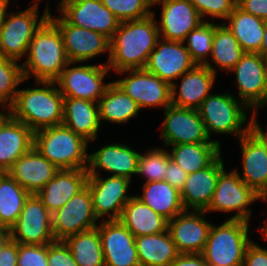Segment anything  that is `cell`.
<instances>
[{"instance_id": "cell-1", "label": "cell", "mask_w": 267, "mask_h": 266, "mask_svg": "<svg viewBox=\"0 0 267 266\" xmlns=\"http://www.w3.org/2000/svg\"><path fill=\"white\" fill-rule=\"evenodd\" d=\"M160 38L155 12L148 17L120 22L109 41L108 68L114 72L144 69Z\"/></svg>"}, {"instance_id": "cell-2", "label": "cell", "mask_w": 267, "mask_h": 266, "mask_svg": "<svg viewBox=\"0 0 267 266\" xmlns=\"http://www.w3.org/2000/svg\"><path fill=\"white\" fill-rule=\"evenodd\" d=\"M34 87L19 88L10 115L33 132L63 122V101L55 81L35 80Z\"/></svg>"}, {"instance_id": "cell-3", "label": "cell", "mask_w": 267, "mask_h": 266, "mask_svg": "<svg viewBox=\"0 0 267 266\" xmlns=\"http://www.w3.org/2000/svg\"><path fill=\"white\" fill-rule=\"evenodd\" d=\"M22 63L25 79L55 81L69 63L57 25L48 18L36 31Z\"/></svg>"}, {"instance_id": "cell-4", "label": "cell", "mask_w": 267, "mask_h": 266, "mask_svg": "<svg viewBox=\"0 0 267 266\" xmlns=\"http://www.w3.org/2000/svg\"><path fill=\"white\" fill-rule=\"evenodd\" d=\"M197 110L208 137L220 146V140L212 139L213 135L225 134L239 139L249 132L250 117L247 113L251 110L230 90L224 93L212 92Z\"/></svg>"}, {"instance_id": "cell-5", "label": "cell", "mask_w": 267, "mask_h": 266, "mask_svg": "<svg viewBox=\"0 0 267 266\" xmlns=\"http://www.w3.org/2000/svg\"><path fill=\"white\" fill-rule=\"evenodd\" d=\"M249 224L234 219H226L218 226L212 223L201 253L208 266H243L246 249L255 239L250 236L254 232Z\"/></svg>"}, {"instance_id": "cell-6", "label": "cell", "mask_w": 267, "mask_h": 266, "mask_svg": "<svg viewBox=\"0 0 267 266\" xmlns=\"http://www.w3.org/2000/svg\"><path fill=\"white\" fill-rule=\"evenodd\" d=\"M33 146L59 170L87 169L89 143L63 124L35 131Z\"/></svg>"}, {"instance_id": "cell-7", "label": "cell", "mask_w": 267, "mask_h": 266, "mask_svg": "<svg viewBox=\"0 0 267 266\" xmlns=\"http://www.w3.org/2000/svg\"><path fill=\"white\" fill-rule=\"evenodd\" d=\"M39 10L38 6L31 5L25 10L8 11L0 28L1 56L20 62L24 60L33 36L50 15L44 8L40 16Z\"/></svg>"}, {"instance_id": "cell-8", "label": "cell", "mask_w": 267, "mask_h": 266, "mask_svg": "<svg viewBox=\"0 0 267 266\" xmlns=\"http://www.w3.org/2000/svg\"><path fill=\"white\" fill-rule=\"evenodd\" d=\"M261 199L260 195L241 180L234 169L231 171L224 169L219 174L212 200L205 212L232 213L233 215L227 219L250 222L251 206Z\"/></svg>"}, {"instance_id": "cell-9", "label": "cell", "mask_w": 267, "mask_h": 266, "mask_svg": "<svg viewBox=\"0 0 267 266\" xmlns=\"http://www.w3.org/2000/svg\"><path fill=\"white\" fill-rule=\"evenodd\" d=\"M110 72L105 62H69L55 82L64 98H80L97 103L111 83V80L105 81L108 75H112Z\"/></svg>"}, {"instance_id": "cell-10", "label": "cell", "mask_w": 267, "mask_h": 266, "mask_svg": "<svg viewBox=\"0 0 267 266\" xmlns=\"http://www.w3.org/2000/svg\"><path fill=\"white\" fill-rule=\"evenodd\" d=\"M234 75L237 94L234 96L251 111L267 107V78L264 58L259 53L245 52L229 72Z\"/></svg>"}, {"instance_id": "cell-11", "label": "cell", "mask_w": 267, "mask_h": 266, "mask_svg": "<svg viewBox=\"0 0 267 266\" xmlns=\"http://www.w3.org/2000/svg\"><path fill=\"white\" fill-rule=\"evenodd\" d=\"M121 78L114 82L145 110H164L171 105V85L145 69L124 70L115 73ZM124 75V77H123Z\"/></svg>"}, {"instance_id": "cell-12", "label": "cell", "mask_w": 267, "mask_h": 266, "mask_svg": "<svg viewBox=\"0 0 267 266\" xmlns=\"http://www.w3.org/2000/svg\"><path fill=\"white\" fill-rule=\"evenodd\" d=\"M132 181L121 176L88 175L93 211L98 220H119L124 206L134 196L129 194Z\"/></svg>"}, {"instance_id": "cell-13", "label": "cell", "mask_w": 267, "mask_h": 266, "mask_svg": "<svg viewBox=\"0 0 267 266\" xmlns=\"http://www.w3.org/2000/svg\"><path fill=\"white\" fill-rule=\"evenodd\" d=\"M58 15L53 16L50 13L49 18L57 25L62 34L69 62L89 63L106 52L108 55L106 57L108 58L107 65L110 58V40L96 31L70 24L59 12Z\"/></svg>"}, {"instance_id": "cell-14", "label": "cell", "mask_w": 267, "mask_h": 266, "mask_svg": "<svg viewBox=\"0 0 267 266\" xmlns=\"http://www.w3.org/2000/svg\"><path fill=\"white\" fill-rule=\"evenodd\" d=\"M162 112H164V120L160 124L159 137L163 146L184 143H217L208 137L198 110L170 105Z\"/></svg>"}, {"instance_id": "cell-15", "label": "cell", "mask_w": 267, "mask_h": 266, "mask_svg": "<svg viewBox=\"0 0 267 266\" xmlns=\"http://www.w3.org/2000/svg\"><path fill=\"white\" fill-rule=\"evenodd\" d=\"M55 241H64L67 237L96 228L99 220L94 214L92 196L86 186L73 196L51 217Z\"/></svg>"}, {"instance_id": "cell-16", "label": "cell", "mask_w": 267, "mask_h": 266, "mask_svg": "<svg viewBox=\"0 0 267 266\" xmlns=\"http://www.w3.org/2000/svg\"><path fill=\"white\" fill-rule=\"evenodd\" d=\"M52 214L36 194H30L16 224L11 228L12 240L19 244L47 245L55 241Z\"/></svg>"}, {"instance_id": "cell-17", "label": "cell", "mask_w": 267, "mask_h": 266, "mask_svg": "<svg viewBox=\"0 0 267 266\" xmlns=\"http://www.w3.org/2000/svg\"><path fill=\"white\" fill-rule=\"evenodd\" d=\"M58 12L70 24L96 31L109 40L120 24L101 0H66L59 5Z\"/></svg>"}, {"instance_id": "cell-18", "label": "cell", "mask_w": 267, "mask_h": 266, "mask_svg": "<svg viewBox=\"0 0 267 266\" xmlns=\"http://www.w3.org/2000/svg\"><path fill=\"white\" fill-rule=\"evenodd\" d=\"M140 152L134 146L121 142H109L88 153V175L121 176L133 180L136 176ZM104 171V173H101Z\"/></svg>"}, {"instance_id": "cell-19", "label": "cell", "mask_w": 267, "mask_h": 266, "mask_svg": "<svg viewBox=\"0 0 267 266\" xmlns=\"http://www.w3.org/2000/svg\"><path fill=\"white\" fill-rule=\"evenodd\" d=\"M195 65L184 42L159 38L144 69L172 85Z\"/></svg>"}, {"instance_id": "cell-20", "label": "cell", "mask_w": 267, "mask_h": 266, "mask_svg": "<svg viewBox=\"0 0 267 266\" xmlns=\"http://www.w3.org/2000/svg\"><path fill=\"white\" fill-rule=\"evenodd\" d=\"M97 228L105 266H140L135 236L120 220H100Z\"/></svg>"}, {"instance_id": "cell-21", "label": "cell", "mask_w": 267, "mask_h": 266, "mask_svg": "<svg viewBox=\"0 0 267 266\" xmlns=\"http://www.w3.org/2000/svg\"><path fill=\"white\" fill-rule=\"evenodd\" d=\"M212 222L205 211L185 210L168 221V230L179 253H202Z\"/></svg>"}, {"instance_id": "cell-22", "label": "cell", "mask_w": 267, "mask_h": 266, "mask_svg": "<svg viewBox=\"0 0 267 266\" xmlns=\"http://www.w3.org/2000/svg\"><path fill=\"white\" fill-rule=\"evenodd\" d=\"M158 5L161 12L157 25L162 39L183 42L203 22L190 0H163L153 7Z\"/></svg>"}, {"instance_id": "cell-23", "label": "cell", "mask_w": 267, "mask_h": 266, "mask_svg": "<svg viewBox=\"0 0 267 266\" xmlns=\"http://www.w3.org/2000/svg\"><path fill=\"white\" fill-rule=\"evenodd\" d=\"M177 81L171 85V105L197 110L204 99L213 92L217 75L205 65L196 64Z\"/></svg>"}, {"instance_id": "cell-24", "label": "cell", "mask_w": 267, "mask_h": 266, "mask_svg": "<svg viewBox=\"0 0 267 266\" xmlns=\"http://www.w3.org/2000/svg\"><path fill=\"white\" fill-rule=\"evenodd\" d=\"M241 153V172H237L242 181L262 198H267V151L250 132L238 139Z\"/></svg>"}, {"instance_id": "cell-25", "label": "cell", "mask_w": 267, "mask_h": 266, "mask_svg": "<svg viewBox=\"0 0 267 266\" xmlns=\"http://www.w3.org/2000/svg\"><path fill=\"white\" fill-rule=\"evenodd\" d=\"M225 169L220 154L208 167L188 174L180 191L185 210L205 211L209 206L216 188L219 174Z\"/></svg>"}, {"instance_id": "cell-26", "label": "cell", "mask_w": 267, "mask_h": 266, "mask_svg": "<svg viewBox=\"0 0 267 266\" xmlns=\"http://www.w3.org/2000/svg\"><path fill=\"white\" fill-rule=\"evenodd\" d=\"M87 169H62L36 194L53 214L87 185Z\"/></svg>"}, {"instance_id": "cell-27", "label": "cell", "mask_w": 267, "mask_h": 266, "mask_svg": "<svg viewBox=\"0 0 267 266\" xmlns=\"http://www.w3.org/2000/svg\"><path fill=\"white\" fill-rule=\"evenodd\" d=\"M59 169L33 146L21 155L8 173L30 194H37Z\"/></svg>"}, {"instance_id": "cell-28", "label": "cell", "mask_w": 267, "mask_h": 266, "mask_svg": "<svg viewBox=\"0 0 267 266\" xmlns=\"http://www.w3.org/2000/svg\"><path fill=\"white\" fill-rule=\"evenodd\" d=\"M62 124L90 145L98 140L101 131L98 104L86 99L64 98Z\"/></svg>"}, {"instance_id": "cell-29", "label": "cell", "mask_w": 267, "mask_h": 266, "mask_svg": "<svg viewBox=\"0 0 267 266\" xmlns=\"http://www.w3.org/2000/svg\"><path fill=\"white\" fill-rule=\"evenodd\" d=\"M34 144V132L9 115L0 125V170L8 172L14 162Z\"/></svg>"}, {"instance_id": "cell-30", "label": "cell", "mask_w": 267, "mask_h": 266, "mask_svg": "<svg viewBox=\"0 0 267 266\" xmlns=\"http://www.w3.org/2000/svg\"><path fill=\"white\" fill-rule=\"evenodd\" d=\"M99 120L121 126L140 116L142 110L113 80L98 100Z\"/></svg>"}, {"instance_id": "cell-31", "label": "cell", "mask_w": 267, "mask_h": 266, "mask_svg": "<svg viewBox=\"0 0 267 266\" xmlns=\"http://www.w3.org/2000/svg\"><path fill=\"white\" fill-rule=\"evenodd\" d=\"M141 187L142 194L134 196L167 221L185 211L180 191L165 180L146 182Z\"/></svg>"}, {"instance_id": "cell-32", "label": "cell", "mask_w": 267, "mask_h": 266, "mask_svg": "<svg viewBox=\"0 0 267 266\" xmlns=\"http://www.w3.org/2000/svg\"><path fill=\"white\" fill-rule=\"evenodd\" d=\"M119 220L135 237L157 234L168 228L164 217L135 196L124 206Z\"/></svg>"}, {"instance_id": "cell-33", "label": "cell", "mask_w": 267, "mask_h": 266, "mask_svg": "<svg viewBox=\"0 0 267 266\" xmlns=\"http://www.w3.org/2000/svg\"><path fill=\"white\" fill-rule=\"evenodd\" d=\"M135 245L140 266H169L180 254L168 229L135 237Z\"/></svg>"}, {"instance_id": "cell-34", "label": "cell", "mask_w": 267, "mask_h": 266, "mask_svg": "<svg viewBox=\"0 0 267 266\" xmlns=\"http://www.w3.org/2000/svg\"><path fill=\"white\" fill-rule=\"evenodd\" d=\"M244 54L245 51L228 27L223 23H216L211 56L204 65L216 75L218 68L226 74L234 68Z\"/></svg>"}, {"instance_id": "cell-35", "label": "cell", "mask_w": 267, "mask_h": 266, "mask_svg": "<svg viewBox=\"0 0 267 266\" xmlns=\"http://www.w3.org/2000/svg\"><path fill=\"white\" fill-rule=\"evenodd\" d=\"M223 24L232 32L245 52L258 53L260 51L265 20L246 13L236 6Z\"/></svg>"}, {"instance_id": "cell-36", "label": "cell", "mask_w": 267, "mask_h": 266, "mask_svg": "<svg viewBox=\"0 0 267 266\" xmlns=\"http://www.w3.org/2000/svg\"><path fill=\"white\" fill-rule=\"evenodd\" d=\"M164 147H167L171 160L187 174L208 167L222 153V146L218 143H184Z\"/></svg>"}, {"instance_id": "cell-37", "label": "cell", "mask_w": 267, "mask_h": 266, "mask_svg": "<svg viewBox=\"0 0 267 266\" xmlns=\"http://www.w3.org/2000/svg\"><path fill=\"white\" fill-rule=\"evenodd\" d=\"M30 196L8 172L0 174V224L12 228Z\"/></svg>"}, {"instance_id": "cell-38", "label": "cell", "mask_w": 267, "mask_h": 266, "mask_svg": "<svg viewBox=\"0 0 267 266\" xmlns=\"http://www.w3.org/2000/svg\"><path fill=\"white\" fill-rule=\"evenodd\" d=\"M64 242L78 266H105L97 227L69 236Z\"/></svg>"}, {"instance_id": "cell-39", "label": "cell", "mask_w": 267, "mask_h": 266, "mask_svg": "<svg viewBox=\"0 0 267 266\" xmlns=\"http://www.w3.org/2000/svg\"><path fill=\"white\" fill-rule=\"evenodd\" d=\"M215 30V21H203L196 29L190 31L183 41L191 59L197 65H204L210 58Z\"/></svg>"}, {"instance_id": "cell-40", "label": "cell", "mask_w": 267, "mask_h": 266, "mask_svg": "<svg viewBox=\"0 0 267 266\" xmlns=\"http://www.w3.org/2000/svg\"><path fill=\"white\" fill-rule=\"evenodd\" d=\"M0 55V104L11 107L18 87L27 79L23 76L22 63Z\"/></svg>"}, {"instance_id": "cell-41", "label": "cell", "mask_w": 267, "mask_h": 266, "mask_svg": "<svg viewBox=\"0 0 267 266\" xmlns=\"http://www.w3.org/2000/svg\"><path fill=\"white\" fill-rule=\"evenodd\" d=\"M170 159L167 148L160 146L140 152L136 175L142 176L144 183L165 180L166 166Z\"/></svg>"}, {"instance_id": "cell-42", "label": "cell", "mask_w": 267, "mask_h": 266, "mask_svg": "<svg viewBox=\"0 0 267 266\" xmlns=\"http://www.w3.org/2000/svg\"><path fill=\"white\" fill-rule=\"evenodd\" d=\"M120 21L137 20L153 14V7L147 0H101ZM152 9V10H151Z\"/></svg>"}, {"instance_id": "cell-43", "label": "cell", "mask_w": 267, "mask_h": 266, "mask_svg": "<svg viewBox=\"0 0 267 266\" xmlns=\"http://www.w3.org/2000/svg\"><path fill=\"white\" fill-rule=\"evenodd\" d=\"M198 11L203 21L222 20L223 23L233 9L237 6V0H190ZM215 19V20H213Z\"/></svg>"}, {"instance_id": "cell-44", "label": "cell", "mask_w": 267, "mask_h": 266, "mask_svg": "<svg viewBox=\"0 0 267 266\" xmlns=\"http://www.w3.org/2000/svg\"><path fill=\"white\" fill-rule=\"evenodd\" d=\"M17 266H48L47 245L18 243Z\"/></svg>"}, {"instance_id": "cell-45", "label": "cell", "mask_w": 267, "mask_h": 266, "mask_svg": "<svg viewBox=\"0 0 267 266\" xmlns=\"http://www.w3.org/2000/svg\"><path fill=\"white\" fill-rule=\"evenodd\" d=\"M48 266H78L64 241L47 244Z\"/></svg>"}, {"instance_id": "cell-46", "label": "cell", "mask_w": 267, "mask_h": 266, "mask_svg": "<svg viewBox=\"0 0 267 266\" xmlns=\"http://www.w3.org/2000/svg\"><path fill=\"white\" fill-rule=\"evenodd\" d=\"M262 247L253 239L246 249L243 266H267V247Z\"/></svg>"}, {"instance_id": "cell-47", "label": "cell", "mask_w": 267, "mask_h": 266, "mask_svg": "<svg viewBox=\"0 0 267 266\" xmlns=\"http://www.w3.org/2000/svg\"><path fill=\"white\" fill-rule=\"evenodd\" d=\"M188 174L173 160H169L166 166L165 181L177 190L181 191Z\"/></svg>"}, {"instance_id": "cell-48", "label": "cell", "mask_w": 267, "mask_h": 266, "mask_svg": "<svg viewBox=\"0 0 267 266\" xmlns=\"http://www.w3.org/2000/svg\"><path fill=\"white\" fill-rule=\"evenodd\" d=\"M237 6L246 13L267 20V0H237Z\"/></svg>"}, {"instance_id": "cell-49", "label": "cell", "mask_w": 267, "mask_h": 266, "mask_svg": "<svg viewBox=\"0 0 267 266\" xmlns=\"http://www.w3.org/2000/svg\"><path fill=\"white\" fill-rule=\"evenodd\" d=\"M169 266H208L201 253H180Z\"/></svg>"}, {"instance_id": "cell-50", "label": "cell", "mask_w": 267, "mask_h": 266, "mask_svg": "<svg viewBox=\"0 0 267 266\" xmlns=\"http://www.w3.org/2000/svg\"><path fill=\"white\" fill-rule=\"evenodd\" d=\"M260 111L253 110L250 113H252L250 116V128L249 132L256 138L258 141L265 147L267 151V128L263 129V126H261V123L258 119V114ZM265 130V131H264Z\"/></svg>"}, {"instance_id": "cell-51", "label": "cell", "mask_w": 267, "mask_h": 266, "mask_svg": "<svg viewBox=\"0 0 267 266\" xmlns=\"http://www.w3.org/2000/svg\"><path fill=\"white\" fill-rule=\"evenodd\" d=\"M18 243L11 241L0 251V266H17Z\"/></svg>"}, {"instance_id": "cell-52", "label": "cell", "mask_w": 267, "mask_h": 266, "mask_svg": "<svg viewBox=\"0 0 267 266\" xmlns=\"http://www.w3.org/2000/svg\"><path fill=\"white\" fill-rule=\"evenodd\" d=\"M12 241L11 228L0 226V251Z\"/></svg>"}, {"instance_id": "cell-53", "label": "cell", "mask_w": 267, "mask_h": 266, "mask_svg": "<svg viewBox=\"0 0 267 266\" xmlns=\"http://www.w3.org/2000/svg\"><path fill=\"white\" fill-rule=\"evenodd\" d=\"M13 1H4V0H0V28L3 26L6 15L8 13L9 6L12 5ZM11 4V5H10Z\"/></svg>"}, {"instance_id": "cell-54", "label": "cell", "mask_w": 267, "mask_h": 266, "mask_svg": "<svg viewBox=\"0 0 267 266\" xmlns=\"http://www.w3.org/2000/svg\"><path fill=\"white\" fill-rule=\"evenodd\" d=\"M258 53L263 58L267 57V20L265 21V28H264L262 45H261L260 51Z\"/></svg>"}, {"instance_id": "cell-55", "label": "cell", "mask_w": 267, "mask_h": 266, "mask_svg": "<svg viewBox=\"0 0 267 266\" xmlns=\"http://www.w3.org/2000/svg\"><path fill=\"white\" fill-rule=\"evenodd\" d=\"M261 201H264L267 204V198H262ZM256 229L258 230V233L261 234L260 240H264L267 242V219L265 220L263 226H258Z\"/></svg>"}, {"instance_id": "cell-56", "label": "cell", "mask_w": 267, "mask_h": 266, "mask_svg": "<svg viewBox=\"0 0 267 266\" xmlns=\"http://www.w3.org/2000/svg\"><path fill=\"white\" fill-rule=\"evenodd\" d=\"M10 115V108L0 104V125Z\"/></svg>"}, {"instance_id": "cell-57", "label": "cell", "mask_w": 267, "mask_h": 266, "mask_svg": "<svg viewBox=\"0 0 267 266\" xmlns=\"http://www.w3.org/2000/svg\"><path fill=\"white\" fill-rule=\"evenodd\" d=\"M10 1H13V5H14L15 3L18 2V0H10ZM15 1H16V2H15ZM32 2H33V3H32L33 6H38V7H39L40 3L43 2V0H33ZM49 2H50L49 0H46V4H45L44 6H45V9H46L49 13H51L50 6H49Z\"/></svg>"}, {"instance_id": "cell-58", "label": "cell", "mask_w": 267, "mask_h": 266, "mask_svg": "<svg viewBox=\"0 0 267 266\" xmlns=\"http://www.w3.org/2000/svg\"><path fill=\"white\" fill-rule=\"evenodd\" d=\"M150 4H151V6L153 7L155 4H157V3H159V2H161V1H163V0H147Z\"/></svg>"}, {"instance_id": "cell-59", "label": "cell", "mask_w": 267, "mask_h": 266, "mask_svg": "<svg viewBox=\"0 0 267 266\" xmlns=\"http://www.w3.org/2000/svg\"><path fill=\"white\" fill-rule=\"evenodd\" d=\"M264 65H265V73L267 78V57L264 58Z\"/></svg>"}, {"instance_id": "cell-60", "label": "cell", "mask_w": 267, "mask_h": 266, "mask_svg": "<svg viewBox=\"0 0 267 266\" xmlns=\"http://www.w3.org/2000/svg\"><path fill=\"white\" fill-rule=\"evenodd\" d=\"M64 1H66V0H60L58 6H57L56 8L58 9L59 5H60L61 3H63Z\"/></svg>"}]
</instances>
